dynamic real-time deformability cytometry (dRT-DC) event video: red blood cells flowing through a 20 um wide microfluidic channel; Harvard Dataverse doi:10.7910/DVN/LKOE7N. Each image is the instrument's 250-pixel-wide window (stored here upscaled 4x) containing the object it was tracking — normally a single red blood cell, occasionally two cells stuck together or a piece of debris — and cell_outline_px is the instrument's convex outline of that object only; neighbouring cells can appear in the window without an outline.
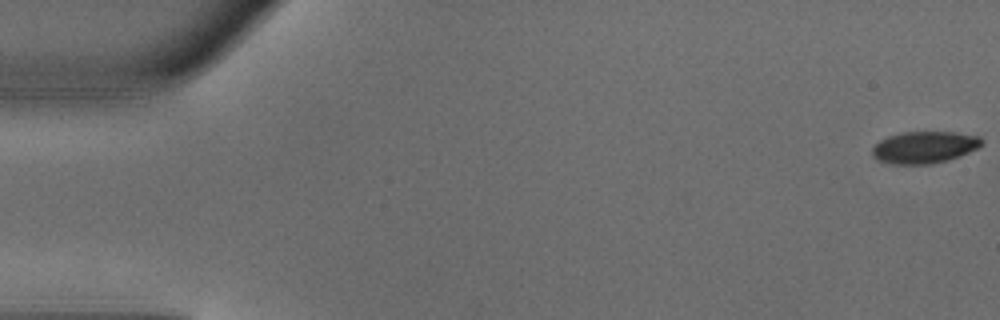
{"species": "common noctule bat (a hibernating species)", "species_latin": "Nyctalus noctula", "temperature_condition": "warm", "stored_images_in_passage": 49, "camera_frame_rate_fps": 3000, "um_per_image_px": 0.085, "animal": {"sex": "male", "body_mass_g": 18.8}, "frame": {"image": 1, "passage_image": 1, "time_ms": 0.0, "image_size_px": [1000, 320], "cell_outline_px": [[984, 144], [968, 152], [932, 164], [892, 164], [880, 160], [872, 156], [872, 148], [880, 140], [888, 136], [904, 132], [956, 132], [980, 136], [984, 140]], "centroid_in_image_um": [78.57, 12.5], "position_along_channel_um": 6.4, "area_um2": 20.17}}
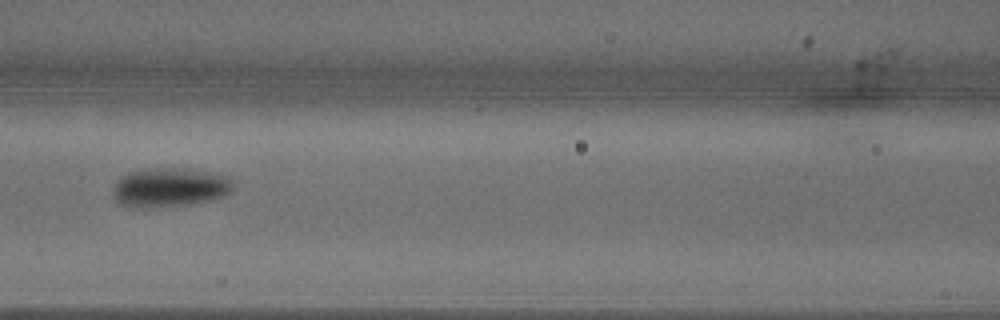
{"frame": {"image": 2, "passage_image": 22, "time_ms": 7.0, "image_size_px": [1000, 320], "cell_outline_px": [[232, 188], [224, 196], [212, 200], [188, 204], [148, 208], [132, 208], [120, 204], [116, 200], [112, 188], [120, 176], [128, 172], [148, 168], [188, 168], [212, 172], [228, 176], [232, 180]], "centroid_in_image_um": [14.4, 15.92], "position_along_channel_um": 152.2, "area_um2": 27.74}}
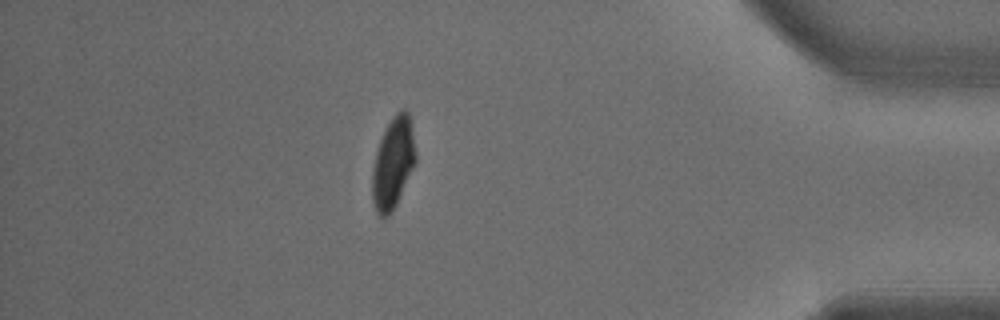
{"frame": {"image": 3, "passage_image": 43, "time_ms": 14.0, "image_size_px": [1000, 320], "cell_outline_px": [[416, 160], [396, 204], [392, 212], [388, 216], [380, 216], [376, 212], [372, 200], [372, 168], [376, 152], [380, 140], [392, 116], [396, 112], [404, 108], [408, 112], [412, 124], [416, 152]], "centroid_in_image_um": [33.41, 13.83], "position_along_channel_um": 401.8, "area_um2": 22.95}, "authors_computed_cell_mechanics": {"area_um2": 23.4668, "velocity_mm_per_s": 4.1582, "shape_relaxation_time_tau1_ms": 2.3619, "shape_relaxation_time_tau2_ms": null, "deformation_change_tau1": 0.1296, "deformation_change_tau2": null}}